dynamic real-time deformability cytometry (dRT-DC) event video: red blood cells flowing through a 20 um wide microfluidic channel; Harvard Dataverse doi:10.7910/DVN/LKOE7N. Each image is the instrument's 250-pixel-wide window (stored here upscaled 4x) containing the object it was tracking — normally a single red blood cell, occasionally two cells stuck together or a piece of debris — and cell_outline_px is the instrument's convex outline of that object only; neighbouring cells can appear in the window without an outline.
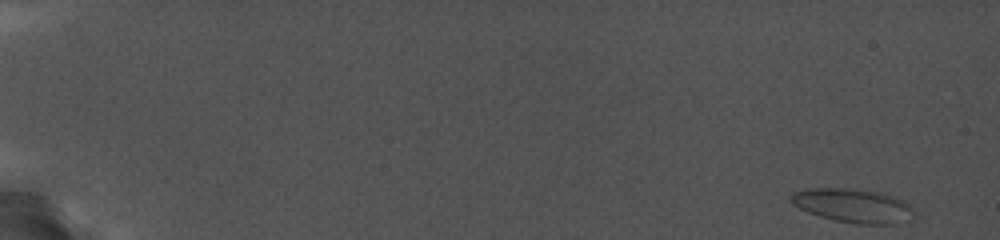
{"species": "common noctule bat (a hibernating species)", "species_latin": "Nyctalus noctula", "temperature_condition": "cold", "stored_images_in_passage": 16, "camera_frame_rate_fps": 5000, "um_per_image_px": 0.085, "animal": {"sex": "female", "body_mass_g": 19.0, "forearm_length_mm": 56.7}, "frame": {"image": 1, "passage_image": 1, "time_ms": 0.0, "image_size_px": [1000, 240], "cell_outline_px": [[912, 212], [884, 224], [860, 224], [836, 220], [800, 208], [792, 200], [792, 196], [796, 192], [816, 188], [844, 188], [872, 192], [892, 196], [908, 204], [912, 208]], "centroid_in_image_um": [72.42, 17.45], "position_along_channel_um": 12.6, "area_um2": 22.25}}
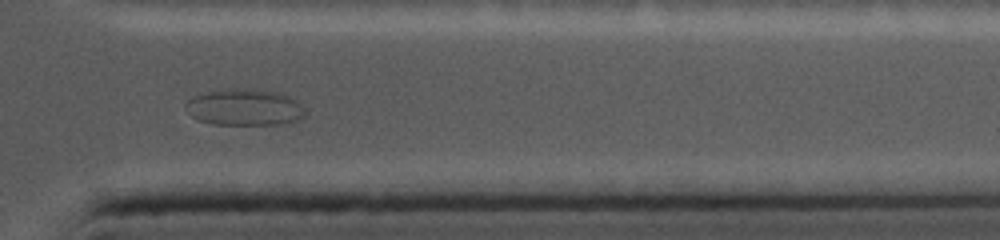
{"frame": {"image": 2, "passage_image": 15, "time_ms": 16.6, "image_size_px": [1000, 240], "cell_outline_px": [[304, 116], [300, 120], [284, 124], [212, 124], [200, 120], [192, 116], [184, 104], [192, 96], [208, 92], [272, 92], [284, 96], [292, 100], [304, 112]], "centroid_in_image_um": [20.73, 9.2], "position_along_channel_um": 390.7, "area_um2": 23.58}}
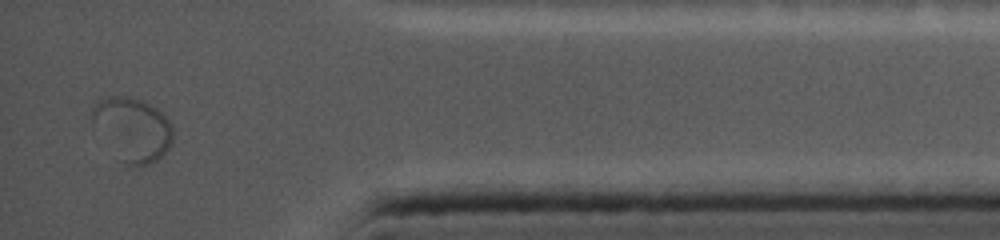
{"frame": {"image": 3, "passage_image": 16, "time_ms": 18.0, "image_size_px": [1000, 240], "cell_outline_px": [[172, 140], [168, 148], [156, 160], [140, 168], [128, 164], [124, 160], [92, 124], [92, 108], [96, 100], [108, 96], [128, 96], [140, 100], [156, 108], [168, 120], [172, 128]], "centroid_in_image_um": [11.26, 10.94], "position_along_channel_um": 423.9, "area_um2": 29.02}}